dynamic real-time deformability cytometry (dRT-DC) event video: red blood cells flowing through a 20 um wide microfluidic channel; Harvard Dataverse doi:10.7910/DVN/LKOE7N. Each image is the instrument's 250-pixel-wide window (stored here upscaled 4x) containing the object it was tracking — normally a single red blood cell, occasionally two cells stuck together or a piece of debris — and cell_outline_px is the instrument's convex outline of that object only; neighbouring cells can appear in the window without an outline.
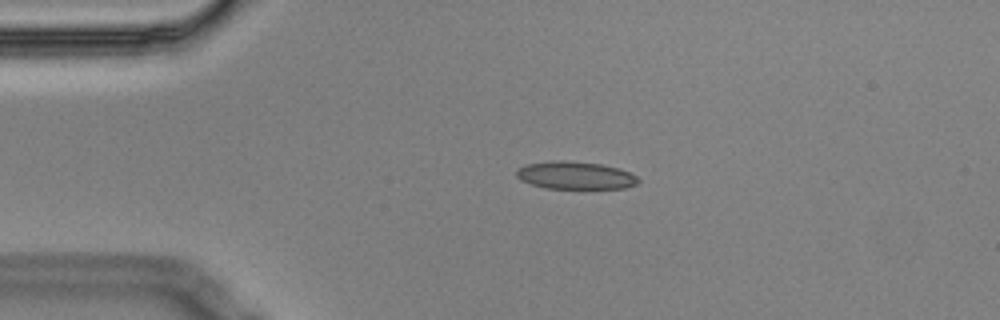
{"species": "Egyptian fruit bat (a non-hibernating species)", "species_latin": "Rousettus aegyptiacus", "temperature_condition": "cold", "stored_images_in_passage": 5, "camera_frame_rate_fps": 3000, "um_per_image_px": 0.085, "animal": {"sex": "male"}, "frame": {"image": 1, "passage_image": 2, "time_ms": 0.333, "image_size_px": [1000, 320], "cell_outline_px": [[640, 180], [636, 184], [624, 188], [544, 188], [520, 180], [516, 176], [516, 172], [520, 168], [528, 164], [552, 160], [564, 160], [600, 164], [620, 168], [636, 176]], "centroid_in_image_um": [48.9, 14.9], "position_along_channel_um": 36.1, "area_um2": 19.48}}